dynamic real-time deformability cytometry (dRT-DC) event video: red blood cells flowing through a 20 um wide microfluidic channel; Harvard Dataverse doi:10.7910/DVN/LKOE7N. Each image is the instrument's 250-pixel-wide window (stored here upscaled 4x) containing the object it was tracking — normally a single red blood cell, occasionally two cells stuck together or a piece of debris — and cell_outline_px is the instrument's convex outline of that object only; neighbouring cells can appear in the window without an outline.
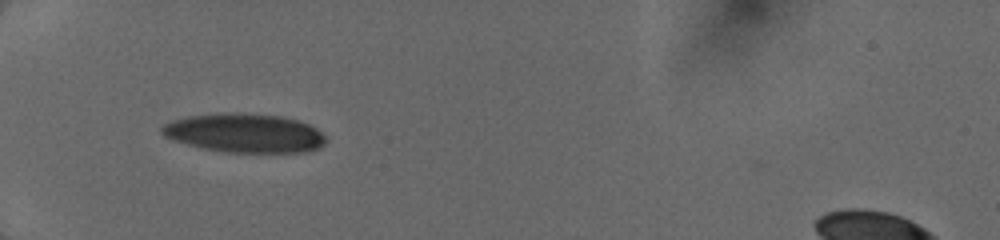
{"species": "human", "species_latin": "Homo sapiens", "temperature_condition": "cold", "stored_images_in_passage": 48, "camera_frame_rate_fps": 3000, "um_per_image_px": 0.085, "donor": {"sex": "female"}, "frame": {"image": 1, "passage_image": 1, "time_ms": 0.0, "image_size_px": [1000, 240], "cell_outline_px": [[328, 140], [320, 148], [308, 152], [224, 152], [200, 148], [172, 140], [164, 136], [160, 132], [160, 128], [164, 124], [172, 120], [188, 116], [224, 112], [236, 112], [280, 116], [296, 120], [308, 124], [320, 132]], "centroid_in_image_um": [20.75, 11.31], "position_along_channel_um": 64.2, "area_um2": 37.45}}
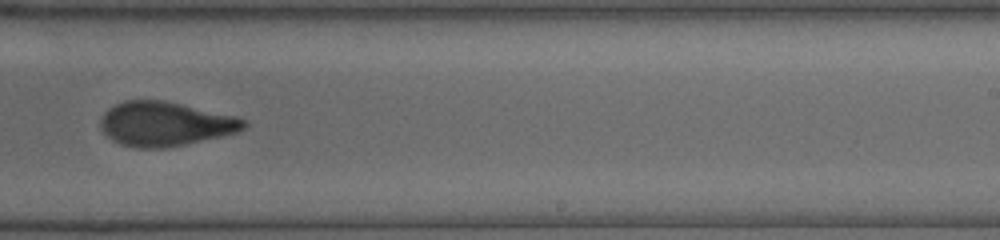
{"frame": {"image": 2, "passage_image": 24, "time_ms": 5.333, "image_size_px": [1000, 240], "cell_outline_px": [[248, 124], [244, 128], [236, 132], [220, 136], [168, 148], [136, 148], [120, 144], [112, 140], [100, 128], [100, 120], [104, 112], [108, 108], [124, 100], [164, 100], [240, 116]], "centroid_in_image_um": [14.03, 10.52], "position_along_channel_um": 275.0, "area_um2": 37.22}}
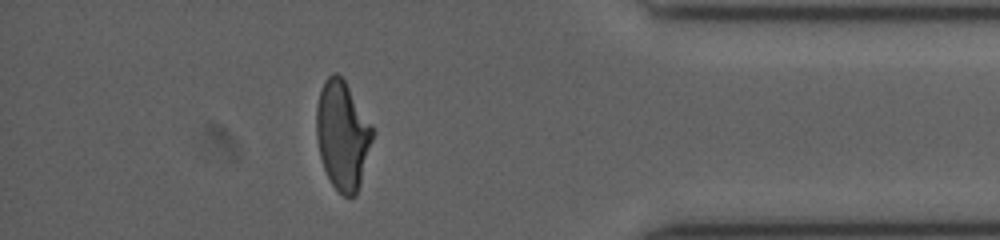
{"frame": {"image": 3, "passage_image": 40, "time_ms": 9.0, "image_size_px": [1000, 240], "cell_outline_px": [[372, 140], [360, 184], [356, 196], [344, 196], [332, 184], [324, 168], [320, 156], [316, 136], [316, 108], [320, 92], [324, 80], [332, 72], [336, 72], [344, 80], [372, 128]], "centroid_in_image_um": [29.08, 11.5], "position_along_channel_um": 406.1, "area_um2": 34.8}}